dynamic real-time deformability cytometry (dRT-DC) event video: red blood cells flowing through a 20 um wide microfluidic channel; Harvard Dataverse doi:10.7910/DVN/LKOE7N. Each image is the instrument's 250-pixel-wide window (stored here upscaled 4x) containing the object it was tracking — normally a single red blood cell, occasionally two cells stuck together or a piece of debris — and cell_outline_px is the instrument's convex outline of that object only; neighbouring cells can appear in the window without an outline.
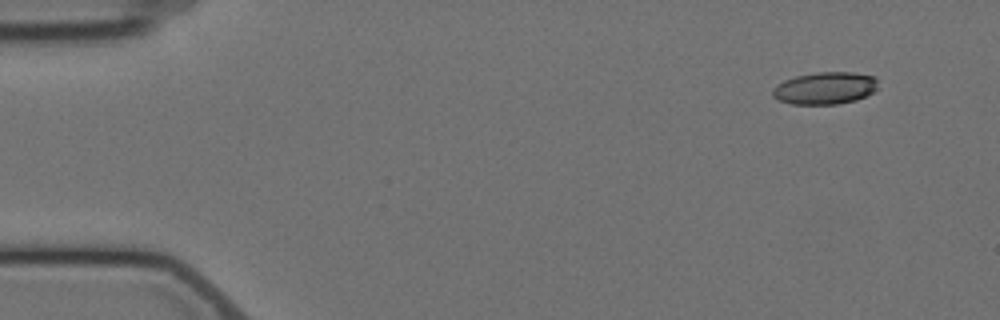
{"species": "Egyptian fruit bat (a non-hibernating species)", "species_latin": "Rousettus aegyptiacus", "temperature_condition": "cold", "stored_images_in_passage": 2, "camera_frame_rate_fps": 3000, "um_per_image_px": 0.085, "animal": {"sex": "female"}, "frame": {"image": 1, "passage_image": 1, "time_ms": 0.0, "image_size_px": [1000, 320], "cell_outline_px": [[880, 88], [868, 96], [856, 100], [836, 104], [792, 104], [780, 100], [772, 96], [772, 88], [784, 80], [796, 76], [816, 72], [852, 72], [872, 76], [876, 80]], "centroid_in_image_um": [70.15, 7.49], "position_along_channel_um": 14.8, "area_um2": 19.94}}
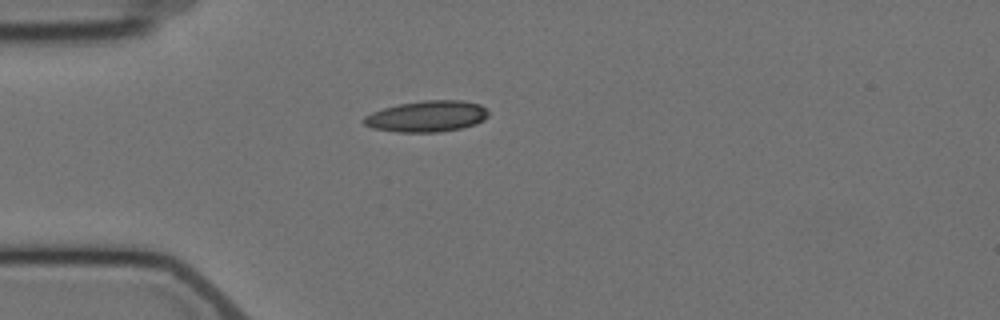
{"frame": {"image": 2, "passage_image": 2, "time_ms": 3.667, "image_size_px": [1000, 320], "cell_outline_px": [[488, 116], [484, 120], [476, 124], [460, 128], [440, 132], [396, 132], [372, 128], [364, 124], [360, 120], [364, 116], [372, 112], [384, 108], [400, 104], [424, 100], [460, 100], [480, 104], [488, 112]], "centroid_in_image_um": [36.26, 9.89], "position_along_channel_um": 48.7, "area_um2": 22.66}}